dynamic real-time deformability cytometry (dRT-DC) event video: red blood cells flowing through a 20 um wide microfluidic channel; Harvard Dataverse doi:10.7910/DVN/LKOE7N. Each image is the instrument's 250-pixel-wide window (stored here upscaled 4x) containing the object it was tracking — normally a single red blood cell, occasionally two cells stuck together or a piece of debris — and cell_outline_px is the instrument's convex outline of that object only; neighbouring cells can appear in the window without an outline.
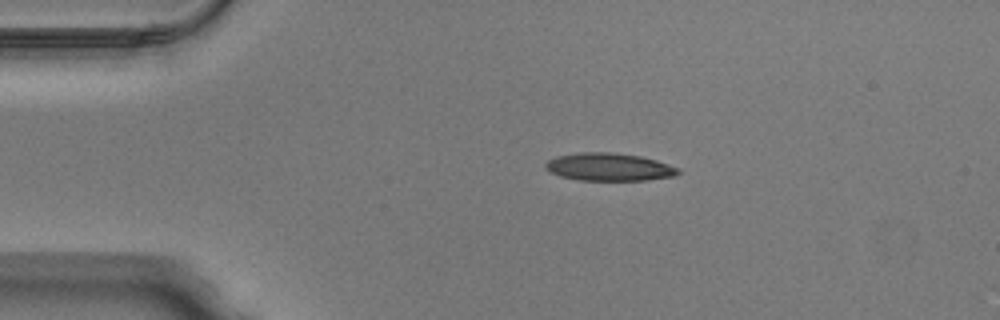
{"species": "Egyptian fruit bat (a non-hibernating species)", "species_latin": "Rousettus aegyptiacus", "temperature_condition": "warm", "stored_images_in_passage": 3, "camera_frame_rate_fps": 3000, "um_per_image_px": 0.085, "animal": {"sex": "male"}, "frame": {"image": 1, "passage_image": 1, "time_ms": 0.0, "image_size_px": [1000, 320], "cell_outline_px": [[680, 172], [676, 176], [648, 180], [580, 180], [560, 176], [544, 168], [544, 164], [548, 160], [556, 156], [576, 152], [612, 152], [640, 156], [656, 160], [680, 168]], "centroid_in_image_um": [51.78, 14.19], "position_along_channel_um": 33.2, "area_um2": 21.62}}